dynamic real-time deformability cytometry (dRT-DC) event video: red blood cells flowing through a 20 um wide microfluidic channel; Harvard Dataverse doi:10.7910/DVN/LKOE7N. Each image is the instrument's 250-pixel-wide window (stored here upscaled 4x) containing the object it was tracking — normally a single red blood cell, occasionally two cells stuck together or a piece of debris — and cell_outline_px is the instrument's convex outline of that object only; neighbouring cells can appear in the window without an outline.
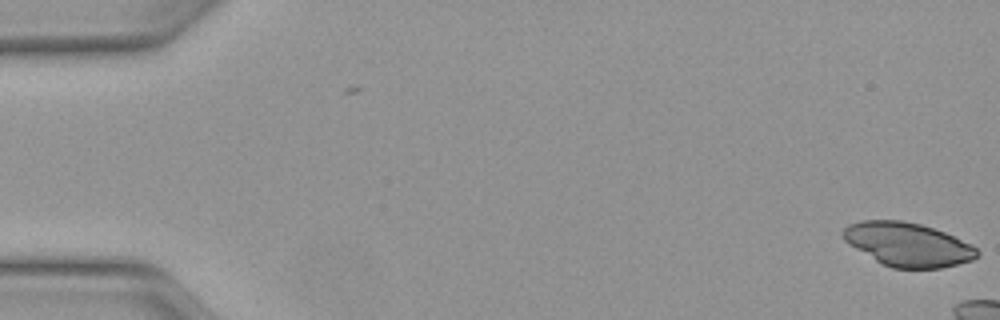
{"species": "Egyptian fruit bat (a non-hibernating species)", "species_latin": "Rousettus aegyptiacus", "temperature_condition": "warm", "stored_images_in_passage": 8, "camera_frame_rate_fps": 3000, "um_per_image_px": 0.085, "animal": {"sex": "female"}, "frame": {"image": 1, "passage_image": 1, "time_ms": 0.0, "image_size_px": [1000, 320], "cell_outline_px": [[980, 252], [972, 260], [940, 268], [892, 268], [876, 260], [848, 244], [844, 240], [840, 232], [848, 224], [864, 220], [900, 220], [920, 224], [944, 232], [976, 248]], "centroid_in_image_um": [77.11, 20.77], "position_along_channel_um": 7.9, "area_um2": 33.7}}